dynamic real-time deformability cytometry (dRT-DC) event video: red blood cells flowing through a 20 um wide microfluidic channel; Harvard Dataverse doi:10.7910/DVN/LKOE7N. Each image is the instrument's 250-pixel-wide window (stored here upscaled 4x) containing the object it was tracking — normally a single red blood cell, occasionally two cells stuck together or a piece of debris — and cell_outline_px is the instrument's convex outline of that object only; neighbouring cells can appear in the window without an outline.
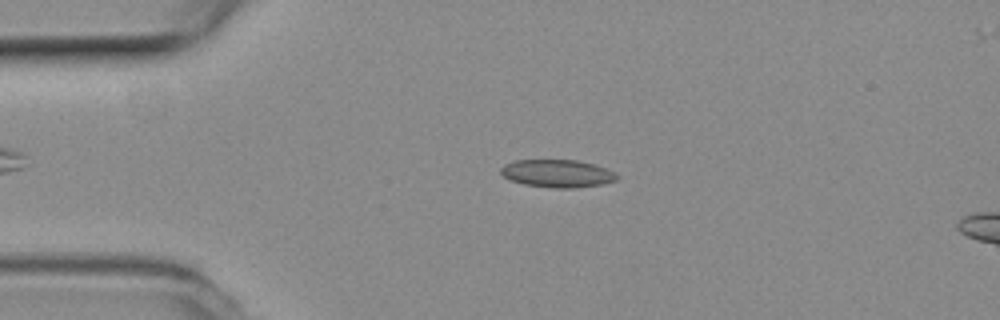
{"species": "common noctule bat (a hibernating species)", "species_latin": "Nyctalus noctula", "temperature_condition": "room temperature", "stored_images_in_passage": 15, "camera_frame_rate_fps": 3000, "um_per_image_px": 0.085, "animal": {"sex": "female", "body_mass_g": 19.3, "forearm_length_mm": 54.1}, "frame": {"image": 1, "passage_image": 11, "time_ms": 3.333, "image_size_px": [1000, 320], "cell_outline_px": [[620, 176], [616, 180], [600, 184], [572, 188], [552, 188], [524, 184], [508, 180], [500, 172], [500, 168], [504, 164], [516, 160], [576, 160], [592, 164], [616, 172]], "centroid_in_image_um": [47.34, 14.74], "position_along_channel_um": 37.7, "area_um2": 18.73}}